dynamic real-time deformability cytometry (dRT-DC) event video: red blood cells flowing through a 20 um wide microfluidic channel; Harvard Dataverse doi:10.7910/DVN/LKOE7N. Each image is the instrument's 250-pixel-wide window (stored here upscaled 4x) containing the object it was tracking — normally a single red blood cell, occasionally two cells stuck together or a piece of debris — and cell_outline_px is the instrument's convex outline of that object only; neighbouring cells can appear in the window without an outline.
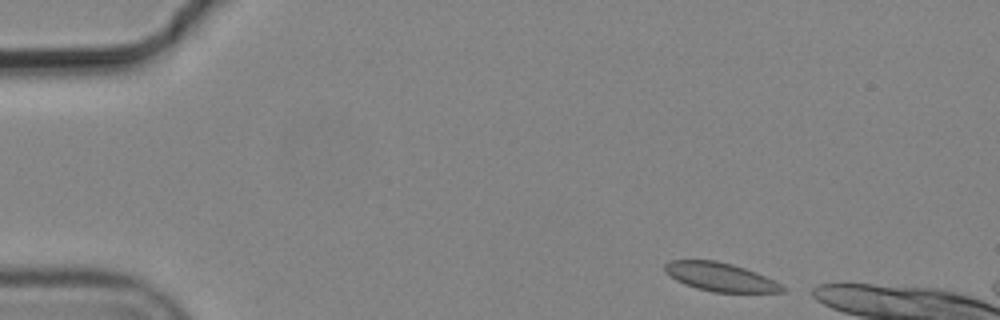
{"species": "common noctule bat (a hibernating species)", "species_latin": "Nyctalus noctula", "temperature_condition": "cold", "stored_images_in_passage": 5, "camera_frame_rate_fps": 3000, "um_per_image_px": 0.085, "animal": {"sex": "male", "body_mass_g": 19.2, "forearm_length_mm": 51.8}, "frame": {"image": 1, "passage_image": 1, "time_ms": 0.0, "image_size_px": [1000, 320], "cell_outline_px": [[788, 288], [784, 292], [712, 292], [696, 288], [684, 284], [676, 280], [664, 272], [664, 264], [672, 260], [716, 260], [732, 264], [756, 272]], "centroid_in_image_um": [61.2, 23.54], "position_along_channel_um": 23.8, "area_um2": 19.54}}
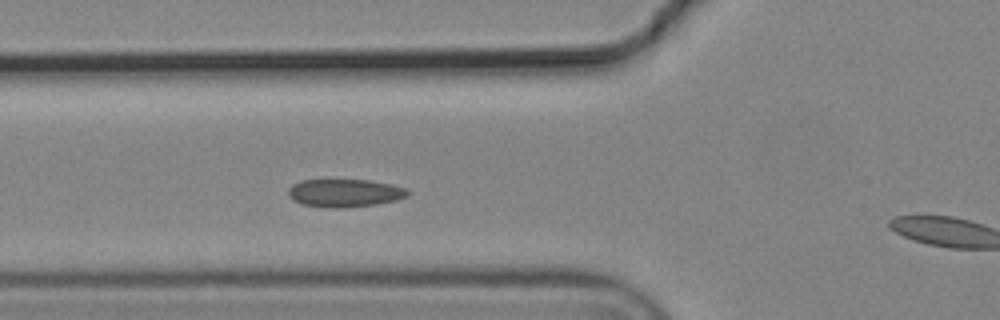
{"frame": {"image": 2, "passage_image": 4, "time_ms": 1.0, "image_size_px": [1000, 320], "cell_outline_px": [[408, 196], [396, 200], [376, 204], [340, 208], [328, 208], [304, 204], [292, 200], [288, 196], [288, 188], [292, 184], [300, 180], [368, 180], [408, 188]], "centroid_in_image_um": [29.27, 16.4], "position_along_channel_um": 96.5, "area_um2": 19.42}}